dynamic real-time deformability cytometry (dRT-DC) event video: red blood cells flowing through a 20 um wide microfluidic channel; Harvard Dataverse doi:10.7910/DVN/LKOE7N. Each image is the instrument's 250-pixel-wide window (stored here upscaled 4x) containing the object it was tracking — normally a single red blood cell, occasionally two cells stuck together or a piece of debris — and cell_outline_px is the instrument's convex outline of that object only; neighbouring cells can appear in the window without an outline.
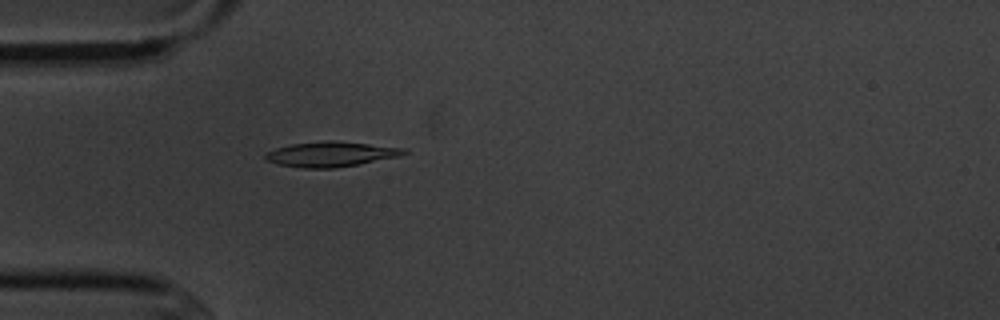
{"species": "common noctule bat (a hibernating species)", "species_latin": "Nyctalus noctula", "temperature_condition": "cold", "stored_images_in_passage": 5, "camera_frame_rate_fps": 3000, "um_per_image_px": 0.085, "animal": {"sex": "male", "body_mass_g": 20.1, "forearm_length_mm": 53.5}, "frame": {"image": 1, "passage_image": 5, "time_ms": 4.667, "image_size_px": [1000, 320], "cell_outline_px": [[408, 152], [400, 156], [356, 164], [332, 168], [300, 168], [280, 164], [264, 160], [264, 156], [268, 152], [276, 148], [292, 144], [328, 140], [332, 140], [408, 148]], "centroid_in_image_um": [28.14, 13.1], "position_along_channel_um": 56.9, "area_um2": 20.06}}